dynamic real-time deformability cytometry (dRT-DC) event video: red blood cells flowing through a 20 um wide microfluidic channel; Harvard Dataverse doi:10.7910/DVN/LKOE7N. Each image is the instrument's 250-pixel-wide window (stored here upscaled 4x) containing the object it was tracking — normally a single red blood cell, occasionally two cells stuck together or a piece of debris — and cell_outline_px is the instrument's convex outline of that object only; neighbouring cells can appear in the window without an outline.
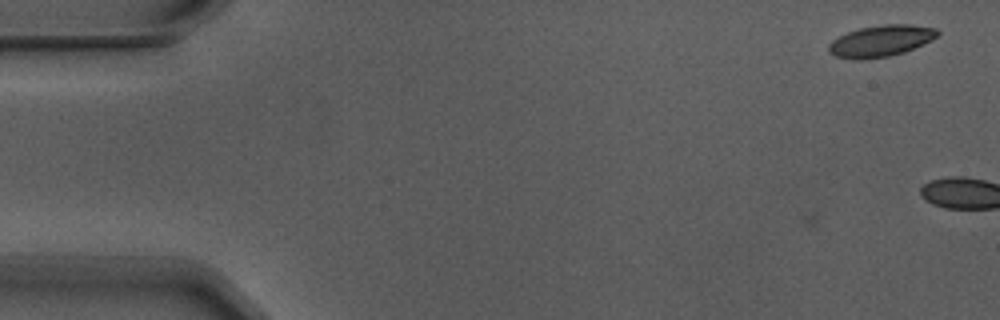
{"species": "Egyptian fruit bat (a non-hibernating species)", "species_latin": "Rousettus aegyptiacus", "temperature_condition": "warm", "stored_images_in_passage": 3, "camera_frame_rate_fps": 3000, "um_per_image_px": 0.085, "animal": {"sex": "male"}, "frame": {"image": 1, "passage_image": 3, "time_ms": 0.667, "image_size_px": [1000, 320], "cell_outline_px": [[940, 32], [932, 40], [904, 52], [888, 56], [860, 60], [852, 60], [836, 56], [828, 52], [828, 44], [832, 40], [848, 32], [860, 28], [884, 24], [908, 24], [936, 28]], "centroid_in_image_um": [74.85, 3.48], "position_along_channel_um": 10.2, "area_um2": 19.88}}